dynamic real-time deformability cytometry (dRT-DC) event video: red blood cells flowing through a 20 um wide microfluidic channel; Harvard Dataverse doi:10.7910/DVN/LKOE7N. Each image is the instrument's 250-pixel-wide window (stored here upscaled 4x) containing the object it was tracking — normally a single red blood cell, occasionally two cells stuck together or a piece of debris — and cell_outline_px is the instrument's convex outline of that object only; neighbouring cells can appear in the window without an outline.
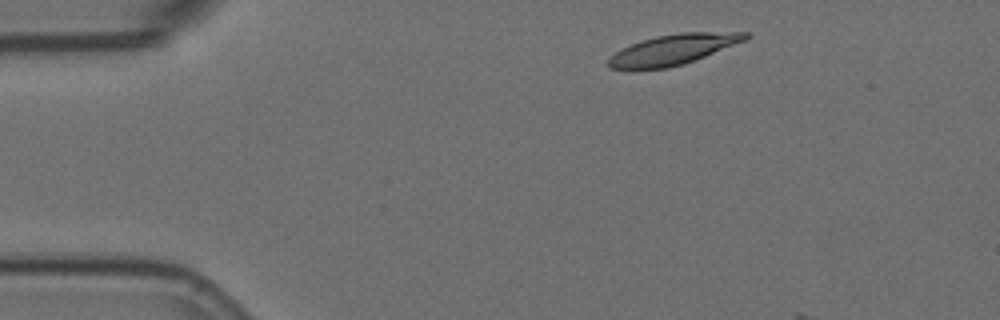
{"species": "Egyptian fruit bat (a non-hibernating species)", "species_latin": "Rousettus aegyptiacus", "temperature_condition": "room temperature", "stored_images_in_passage": 2, "camera_frame_rate_fps": 3000, "um_per_image_px": 0.085, "animal": {"sex": "female"}, "frame": {"image": 1, "passage_image": 1, "time_ms": 0.0, "image_size_px": [1000, 320], "cell_outline_px": [[752, 36], [744, 40], [684, 64], [668, 68], [608, 68], [608, 60], [616, 52], [640, 40], [656, 36], [680, 32], [748, 32]], "centroid_in_image_um": [57.24, 4.19], "position_along_channel_um": 27.8, "area_um2": 23.64}}